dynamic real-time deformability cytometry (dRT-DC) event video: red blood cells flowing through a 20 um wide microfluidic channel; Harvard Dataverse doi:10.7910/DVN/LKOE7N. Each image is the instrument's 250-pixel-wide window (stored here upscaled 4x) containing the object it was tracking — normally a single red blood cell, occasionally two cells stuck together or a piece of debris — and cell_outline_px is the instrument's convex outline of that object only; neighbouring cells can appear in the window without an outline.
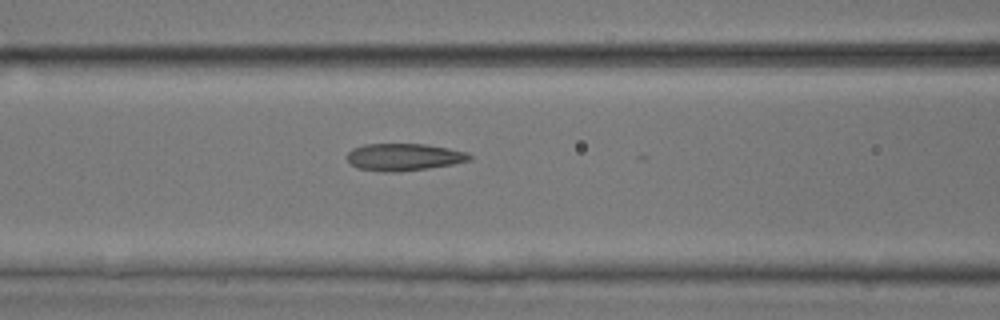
{"species": "common noctule bat (a hibernating species)", "species_latin": "Nyctalus noctula", "temperature_condition": "room temperature", "stored_images_in_passage": 24, "camera_frame_rate_fps": 3000, "um_per_image_px": 0.085, "animal": {"sex": "male", "body_mass_g": 17.9, "forearm_length_mm": 54.2}, "frame": {"image": 1, "passage_image": 20, "time_ms": 6.333, "image_size_px": [1000, 320], "cell_outline_px": [[472, 160], [452, 164], [428, 168], [396, 172], [384, 172], [356, 168], [348, 160], [348, 152], [352, 148], [364, 144], [424, 144], [448, 148], [468, 152], [472, 156]], "centroid_in_image_um": [34.34, 13.35], "position_along_channel_um": 132.3, "area_um2": 19.42}}